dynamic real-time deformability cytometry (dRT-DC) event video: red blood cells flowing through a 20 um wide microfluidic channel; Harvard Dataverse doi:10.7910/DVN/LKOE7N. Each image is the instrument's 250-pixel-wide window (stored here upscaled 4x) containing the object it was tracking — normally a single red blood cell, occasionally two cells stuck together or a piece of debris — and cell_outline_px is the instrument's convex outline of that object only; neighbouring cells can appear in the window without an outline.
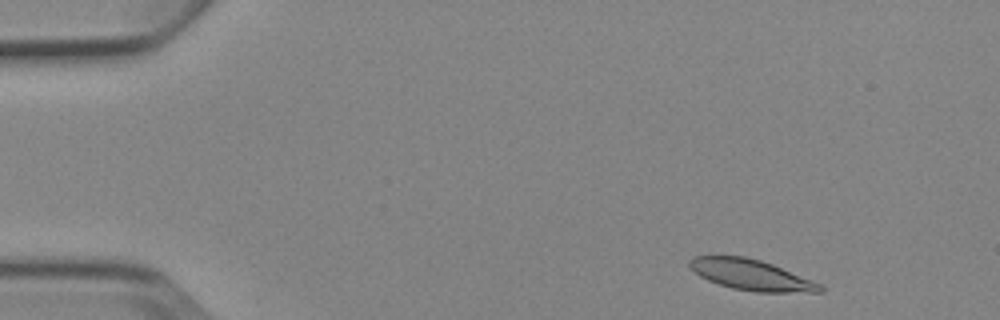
{"species": "Egyptian fruit bat (a non-hibernating species)", "species_latin": "Rousettus aegyptiacus", "temperature_condition": "cold", "stored_images_in_passage": 7, "camera_frame_rate_fps": 3000, "um_per_image_px": 0.085, "animal": {"sex": "female"}, "frame": {"image": 1, "passage_image": 1, "time_ms": 0.0, "image_size_px": [1000, 320], "cell_outline_px": [[824, 292], [756, 292], [732, 288], [708, 280], [700, 276], [688, 264], [688, 260], [692, 256], [744, 256], [760, 260], [772, 264], [812, 280], [820, 284], [824, 288]], "centroid_in_image_um": [63.85, 23.36], "position_along_channel_um": 21.1, "area_um2": 23.12}}
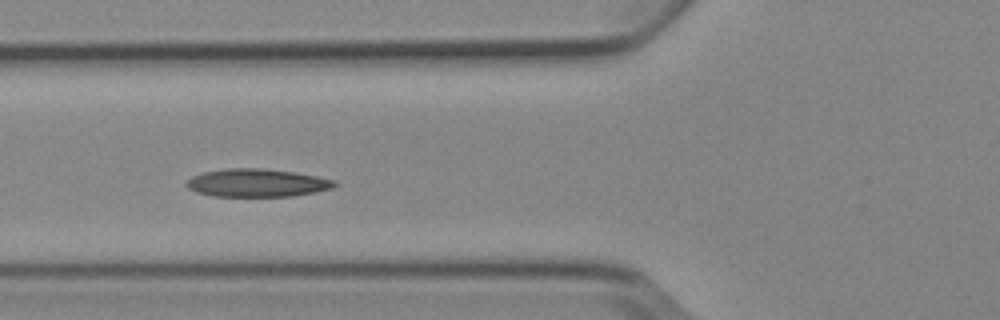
{"frame": {"image": 2, "passage_image": 5, "time_ms": 4.667, "image_size_px": [1000, 320], "cell_outline_px": [[336, 184], [332, 188], [316, 192], [292, 196], [212, 196], [196, 192], [188, 188], [184, 184], [192, 176], [204, 172], [224, 168], [260, 168], [292, 172], [316, 176], [336, 180]], "centroid_in_image_um": [21.82, 15.54], "position_along_channel_um": 104.0, "area_um2": 24.1}}
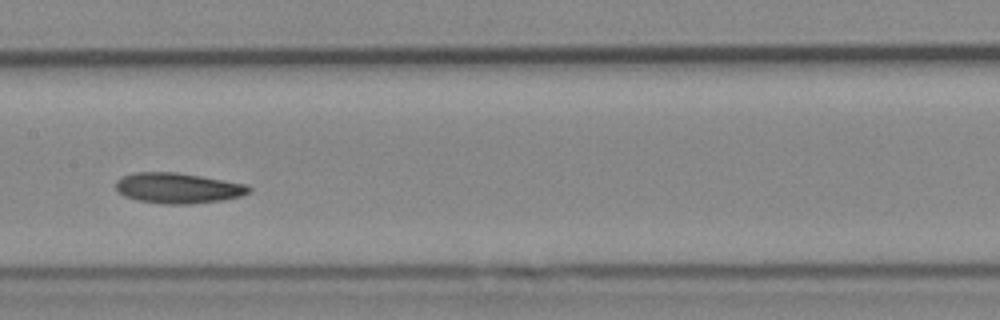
{"frame": {"image": 3, "passage_image": 7, "time_ms": 7.0, "image_size_px": [1000, 320], "cell_outline_px": [[252, 188], [248, 192], [240, 196], [224, 200], [188, 204], [160, 204], [136, 200], [124, 196], [116, 192], [116, 180], [120, 176], [132, 172], [176, 172], [248, 184]], "centroid_in_image_um": [15.07, 15.98], "position_along_channel_um": 192.3, "area_um2": 23.93}}